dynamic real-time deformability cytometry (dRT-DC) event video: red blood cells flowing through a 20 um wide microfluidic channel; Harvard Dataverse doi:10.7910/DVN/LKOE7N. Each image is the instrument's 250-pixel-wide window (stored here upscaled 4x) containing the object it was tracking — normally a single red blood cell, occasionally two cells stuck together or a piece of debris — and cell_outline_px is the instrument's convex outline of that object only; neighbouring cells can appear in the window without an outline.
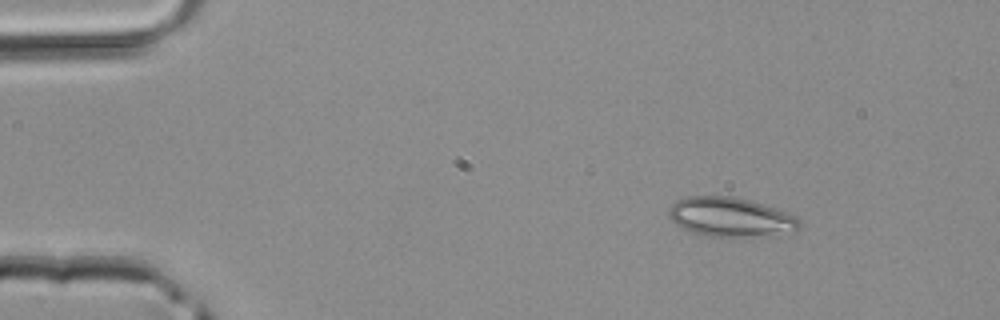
{"species": "common noctule bat (a hibernating species)", "species_latin": "Nyctalus noctula", "temperature_condition": "room temperature", "stored_images_in_passage": 3, "camera_frame_rate_fps": 3000, "um_per_image_px": 0.085, "animal": {"sex": "male", "body_mass_g": 20.4}, "frame": {"image": 1, "passage_image": 1, "time_ms": 0.0, "image_size_px": [1000, 320], "cell_outline_px": [[800, 228], [796, 232], [736, 236], [704, 236], [680, 228], [668, 216], [668, 208], [676, 200], [688, 196], [732, 196], [764, 204], [784, 212], [800, 220]], "centroid_in_image_um": [62.02, 18.44], "position_along_channel_um": 23.0, "area_um2": 29.59}}